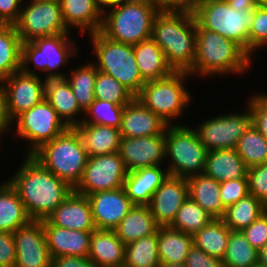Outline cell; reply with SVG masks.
Returning a JSON list of instances; mask_svg holds the SVG:
<instances>
[{
  "label": "cell",
  "mask_w": 267,
  "mask_h": 267,
  "mask_svg": "<svg viewBox=\"0 0 267 267\" xmlns=\"http://www.w3.org/2000/svg\"><path fill=\"white\" fill-rule=\"evenodd\" d=\"M8 182L17 191L31 220L47 219L74 190L66 181L45 169L31 155Z\"/></svg>",
  "instance_id": "1"
},
{
  "label": "cell",
  "mask_w": 267,
  "mask_h": 267,
  "mask_svg": "<svg viewBox=\"0 0 267 267\" xmlns=\"http://www.w3.org/2000/svg\"><path fill=\"white\" fill-rule=\"evenodd\" d=\"M151 38L174 71L188 72L196 58V20L193 12H159Z\"/></svg>",
  "instance_id": "2"
},
{
  "label": "cell",
  "mask_w": 267,
  "mask_h": 267,
  "mask_svg": "<svg viewBox=\"0 0 267 267\" xmlns=\"http://www.w3.org/2000/svg\"><path fill=\"white\" fill-rule=\"evenodd\" d=\"M251 58L232 40L204 29L196 22V58L188 71L190 75L195 72L203 76L244 73Z\"/></svg>",
  "instance_id": "3"
},
{
  "label": "cell",
  "mask_w": 267,
  "mask_h": 267,
  "mask_svg": "<svg viewBox=\"0 0 267 267\" xmlns=\"http://www.w3.org/2000/svg\"><path fill=\"white\" fill-rule=\"evenodd\" d=\"M103 12L100 32L111 40L135 45L151 38L159 11L147 0H121ZM105 15V16H104Z\"/></svg>",
  "instance_id": "4"
},
{
  "label": "cell",
  "mask_w": 267,
  "mask_h": 267,
  "mask_svg": "<svg viewBox=\"0 0 267 267\" xmlns=\"http://www.w3.org/2000/svg\"><path fill=\"white\" fill-rule=\"evenodd\" d=\"M31 156L72 188L81 181L88 159L81 138L73 127L43 144Z\"/></svg>",
  "instance_id": "5"
},
{
  "label": "cell",
  "mask_w": 267,
  "mask_h": 267,
  "mask_svg": "<svg viewBox=\"0 0 267 267\" xmlns=\"http://www.w3.org/2000/svg\"><path fill=\"white\" fill-rule=\"evenodd\" d=\"M193 15L202 28L232 40L249 55L253 11H236L226 0H201L195 3Z\"/></svg>",
  "instance_id": "6"
},
{
  "label": "cell",
  "mask_w": 267,
  "mask_h": 267,
  "mask_svg": "<svg viewBox=\"0 0 267 267\" xmlns=\"http://www.w3.org/2000/svg\"><path fill=\"white\" fill-rule=\"evenodd\" d=\"M90 36L98 59V71L114 77L136 97L146 81L139 72L133 45L111 40L100 31Z\"/></svg>",
  "instance_id": "7"
},
{
  "label": "cell",
  "mask_w": 267,
  "mask_h": 267,
  "mask_svg": "<svg viewBox=\"0 0 267 267\" xmlns=\"http://www.w3.org/2000/svg\"><path fill=\"white\" fill-rule=\"evenodd\" d=\"M165 134L166 156L172 160L167 168L169 175L187 179L202 174L207 150L197 131L187 126L168 125Z\"/></svg>",
  "instance_id": "8"
},
{
  "label": "cell",
  "mask_w": 267,
  "mask_h": 267,
  "mask_svg": "<svg viewBox=\"0 0 267 267\" xmlns=\"http://www.w3.org/2000/svg\"><path fill=\"white\" fill-rule=\"evenodd\" d=\"M188 75V72L174 71L168 77L146 81L136 98L170 125V119L181 115L190 101L183 84Z\"/></svg>",
  "instance_id": "9"
},
{
  "label": "cell",
  "mask_w": 267,
  "mask_h": 267,
  "mask_svg": "<svg viewBox=\"0 0 267 267\" xmlns=\"http://www.w3.org/2000/svg\"><path fill=\"white\" fill-rule=\"evenodd\" d=\"M72 42V40L69 41L67 34L39 37L29 42H22L20 69L28 74L37 75L27 67L29 62L33 61L35 68L38 67L39 70L46 72L51 71L45 80L66 78L67 74L54 73L53 70L58 69L63 63L66 65L68 58L75 54L76 49L70 44Z\"/></svg>",
  "instance_id": "10"
},
{
  "label": "cell",
  "mask_w": 267,
  "mask_h": 267,
  "mask_svg": "<svg viewBox=\"0 0 267 267\" xmlns=\"http://www.w3.org/2000/svg\"><path fill=\"white\" fill-rule=\"evenodd\" d=\"M30 3L25 9L21 8L19 18L14 24L22 42L56 34H69L60 3L38 0H31Z\"/></svg>",
  "instance_id": "11"
},
{
  "label": "cell",
  "mask_w": 267,
  "mask_h": 267,
  "mask_svg": "<svg viewBox=\"0 0 267 267\" xmlns=\"http://www.w3.org/2000/svg\"><path fill=\"white\" fill-rule=\"evenodd\" d=\"M15 120L19 137L30 141L31 144L25 155H32L43 144L50 142L68 128L45 98Z\"/></svg>",
  "instance_id": "12"
},
{
  "label": "cell",
  "mask_w": 267,
  "mask_h": 267,
  "mask_svg": "<svg viewBox=\"0 0 267 267\" xmlns=\"http://www.w3.org/2000/svg\"><path fill=\"white\" fill-rule=\"evenodd\" d=\"M128 170L118 152L89 156L76 193L89 195L99 191L123 188Z\"/></svg>",
  "instance_id": "13"
},
{
  "label": "cell",
  "mask_w": 267,
  "mask_h": 267,
  "mask_svg": "<svg viewBox=\"0 0 267 267\" xmlns=\"http://www.w3.org/2000/svg\"><path fill=\"white\" fill-rule=\"evenodd\" d=\"M217 116L202 123L196 129L207 152L219 149H235L244 132L252 125V111Z\"/></svg>",
  "instance_id": "14"
},
{
  "label": "cell",
  "mask_w": 267,
  "mask_h": 267,
  "mask_svg": "<svg viewBox=\"0 0 267 267\" xmlns=\"http://www.w3.org/2000/svg\"><path fill=\"white\" fill-rule=\"evenodd\" d=\"M40 79L39 76L28 74L21 69L4 78L7 108L13 121L45 98L46 83Z\"/></svg>",
  "instance_id": "15"
},
{
  "label": "cell",
  "mask_w": 267,
  "mask_h": 267,
  "mask_svg": "<svg viewBox=\"0 0 267 267\" xmlns=\"http://www.w3.org/2000/svg\"><path fill=\"white\" fill-rule=\"evenodd\" d=\"M16 262L14 267H50L51 257L47 247L42 221L31 220L13 232Z\"/></svg>",
  "instance_id": "16"
},
{
  "label": "cell",
  "mask_w": 267,
  "mask_h": 267,
  "mask_svg": "<svg viewBox=\"0 0 267 267\" xmlns=\"http://www.w3.org/2000/svg\"><path fill=\"white\" fill-rule=\"evenodd\" d=\"M166 134L137 138H121L118 154L128 172L145 167L159 166L166 157Z\"/></svg>",
  "instance_id": "17"
},
{
  "label": "cell",
  "mask_w": 267,
  "mask_h": 267,
  "mask_svg": "<svg viewBox=\"0 0 267 267\" xmlns=\"http://www.w3.org/2000/svg\"><path fill=\"white\" fill-rule=\"evenodd\" d=\"M96 229H115L133 207L124 188L87 195Z\"/></svg>",
  "instance_id": "18"
},
{
  "label": "cell",
  "mask_w": 267,
  "mask_h": 267,
  "mask_svg": "<svg viewBox=\"0 0 267 267\" xmlns=\"http://www.w3.org/2000/svg\"><path fill=\"white\" fill-rule=\"evenodd\" d=\"M187 197V179L169 175L157 188L148 205L157 224L160 227L170 226Z\"/></svg>",
  "instance_id": "19"
},
{
  "label": "cell",
  "mask_w": 267,
  "mask_h": 267,
  "mask_svg": "<svg viewBox=\"0 0 267 267\" xmlns=\"http://www.w3.org/2000/svg\"><path fill=\"white\" fill-rule=\"evenodd\" d=\"M51 258L60 256L87 257L93 231H78L53 225L42 220Z\"/></svg>",
  "instance_id": "20"
},
{
  "label": "cell",
  "mask_w": 267,
  "mask_h": 267,
  "mask_svg": "<svg viewBox=\"0 0 267 267\" xmlns=\"http://www.w3.org/2000/svg\"><path fill=\"white\" fill-rule=\"evenodd\" d=\"M168 124L136 97L124 106L119 128L121 137L137 138L162 134Z\"/></svg>",
  "instance_id": "21"
},
{
  "label": "cell",
  "mask_w": 267,
  "mask_h": 267,
  "mask_svg": "<svg viewBox=\"0 0 267 267\" xmlns=\"http://www.w3.org/2000/svg\"><path fill=\"white\" fill-rule=\"evenodd\" d=\"M53 225L78 230L95 231L91 204L87 196L74 190L47 218Z\"/></svg>",
  "instance_id": "22"
},
{
  "label": "cell",
  "mask_w": 267,
  "mask_h": 267,
  "mask_svg": "<svg viewBox=\"0 0 267 267\" xmlns=\"http://www.w3.org/2000/svg\"><path fill=\"white\" fill-rule=\"evenodd\" d=\"M165 172L160 166L139 168L128 172L123 188L132 204L148 206L157 188L169 176L168 171Z\"/></svg>",
  "instance_id": "23"
},
{
  "label": "cell",
  "mask_w": 267,
  "mask_h": 267,
  "mask_svg": "<svg viewBox=\"0 0 267 267\" xmlns=\"http://www.w3.org/2000/svg\"><path fill=\"white\" fill-rule=\"evenodd\" d=\"M125 247L114 230L96 229L92 232L88 257L97 267H123Z\"/></svg>",
  "instance_id": "24"
},
{
  "label": "cell",
  "mask_w": 267,
  "mask_h": 267,
  "mask_svg": "<svg viewBox=\"0 0 267 267\" xmlns=\"http://www.w3.org/2000/svg\"><path fill=\"white\" fill-rule=\"evenodd\" d=\"M73 128L79 134L88 157L118 152L122 138L118 128L91 123H80Z\"/></svg>",
  "instance_id": "25"
},
{
  "label": "cell",
  "mask_w": 267,
  "mask_h": 267,
  "mask_svg": "<svg viewBox=\"0 0 267 267\" xmlns=\"http://www.w3.org/2000/svg\"><path fill=\"white\" fill-rule=\"evenodd\" d=\"M45 83V99L55 109L58 117L67 127L79 125L81 122L76 120L75 116L84 111L66 78L47 79Z\"/></svg>",
  "instance_id": "26"
},
{
  "label": "cell",
  "mask_w": 267,
  "mask_h": 267,
  "mask_svg": "<svg viewBox=\"0 0 267 267\" xmlns=\"http://www.w3.org/2000/svg\"><path fill=\"white\" fill-rule=\"evenodd\" d=\"M61 11L66 26L80 28L81 31H100L105 12L96 0H61Z\"/></svg>",
  "instance_id": "27"
},
{
  "label": "cell",
  "mask_w": 267,
  "mask_h": 267,
  "mask_svg": "<svg viewBox=\"0 0 267 267\" xmlns=\"http://www.w3.org/2000/svg\"><path fill=\"white\" fill-rule=\"evenodd\" d=\"M247 167L235 149L207 152L204 174L218 182L247 178Z\"/></svg>",
  "instance_id": "28"
},
{
  "label": "cell",
  "mask_w": 267,
  "mask_h": 267,
  "mask_svg": "<svg viewBox=\"0 0 267 267\" xmlns=\"http://www.w3.org/2000/svg\"><path fill=\"white\" fill-rule=\"evenodd\" d=\"M133 49L139 72L145 81L162 79L174 72L162 49L152 38L133 45Z\"/></svg>",
  "instance_id": "29"
},
{
  "label": "cell",
  "mask_w": 267,
  "mask_h": 267,
  "mask_svg": "<svg viewBox=\"0 0 267 267\" xmlns=\"http://www.w3.org/2000/svg\"><path fill=\"white\" fill-rule=\"evenodd\" d=\"M188 196L214 219L224 216L225 207L220 198V182L204 173L187 178Z\"/></svg>",
  "instance_id": "30"
},
{
  "label": "cell",
  "mask_w": 267,
  "mask_h": 267,
  "mask_svg": "<svg viewBox=\"0 0 267 267\" xmlns=\"http://www.w3.org/2000/svg\"><path fill=\"white\" fill-rule=\"evenodd\" d=\"M159 227L148 206L133 205L113 230L126 245L142 237L156 234Z\"/></svg>",
  "instance_id": "31"
},
{
  "label": "cell",
  "mask_w": 267,
  "mask_h": 267,
  "mask_svg": "<svg viewBox=\"0 0 267 267\" xmlns=\"http://www.w3.org/2000/svg\"><path fill=\"white\" fill-rule=\"evenodd\" d=\"M6 182L0 185V232L13 233L27 225L31 219L17 191Z\"/></svg>",
  "instance_id": "32"
},
{
  "label": "cell",
  "mask_w": 267,
  "mask_h": 267,
  "mask_svg": "<svg viewBox=\"0 0 267 267\" xmlns=\"http://www.w3.org/2000/svg\"><path fill=\"white\" fill-rule=\"evenodd\" d=\"M158 257L160 263H184L190 248L193 246V236L168 227L157 230Z\"/></svg>",
  "instance_id": "33"
},
{
  "label": "cell",
  "mask_w": 267,
  "mask_h": 267,
  "mask_svg": "<svg viewBox=\"0 0 267 267\" xmlns=\"http://www.w3.org/2000/svg\"><path fill=\"white\" fill-rule=\"evenodd\" d=\"M230 230L221 219H213L193 235V245L207 255L223 259L229 242Z\"/></svg>",
  "instance_id": "34"
},
{
  "label": "cell",
  "mask_w": 267,
  "mask_h": 267,
  "mask_svg": "<svg viewBox=\"0 0 267 267\" xmlns=\"http://www.w3.org/2000/svg\"><path fill=\"white\" fill-rule=\"evenodd\" d=\"M266 211L267 207L261 201L248 194L236 204L226 207L221 220L230 230L242 231Z\"/></svg>",
  "instance_id": "35"
},
{
  "label": "cell",
  "mask_w": 267,
  "mask_h": 267,
  "mask_svg": "<svg viewBox=\"0 0 267 267\" xmlns=\"http://www.w3.org/2000/svg\"><path fill=\"white\" fill-rule=\"evenodd\" d=\"M20 39L14 25L0 24V75L6 78L21 68Z\"/></svg>",
  "instance_id": "36"
},
{
  "label": "cell",
  "mask_w": 267,
  "mask_h": 267,
  "mask_svg": "<svg viewBox=\"0 0 267 267\" xmlns=\"http://www.w3.org/2000/svg\"><path fill=\"white\" fill-rule=\"evenodd\" d=\"M157 233L126 244L123 267H159Z\"/></svg>",
  "instance_id": "37"
},
{
  "label": "cell",
  "mask_w": 267,
  "mask_h": 267,
  "mask_svg": "<svg viewBox=\"0 0 267 267\" xmlns=\"http://www.w3.org/2000/svg\"><path fill=\"white\" fill-rule=\"evenodd\" d=\"M247 168L267 162V138L252 124L235 148Z\"/></svg>",
  "instance_id": "38"
},
{
  "label": "cell",
  "mask_w": 267,
  "mask_h": 267,
  "mask_svg": "<svg viewBox=\"0 0 267 267\" xmlns=\"http://www.w3.org/2000/svg\"><path fill=\"white\" fill-rule=\"evenodd\" d=\"M213 219L208 212L188 196L169 227L193 236Z\"/></svg>",
  "instance_id": "39"
},
{
  "label": "cell",
  "mask_w": 267,
  "mask_h": 267,
  "mask_svg": "<svg viewBox=\"0 0 267 267\" xmlns=\"http://www.w3.org/2000/svg\"><path fill=\"white\" fill-rule=\"evenodd\" d=\"M222 261L224 267H254L258 265V250L249 244L242 231H231Z\"/></svg>",
  "instance_id": "40"
},
{
  "label": "cell",
  "mask_w": 267,
  "mask_h": 267,
  "mask_svg": "<svg viewBox=\"0 0 267 267\" xmlns=\"http://www.w3.org/2000/svg\"><path fill=\"white\" fill-rule=\"evenodd\" d=\"M71 72V78L66 80L70 83L80 108L85 112L95 100L94 86L98 69L92 64H87Z\"/></svg>",
  "instance_id": "41"
},
{
  "label": "cell",
  "mask_w": 267,
  "mask_h": 267,
  "mask_svg": "<svg viewBox=\"0 0 267 267\" xmlns=\"http://www.w3.org/2000/svg\"><path fill=\"white\" fill-rule=\"evenodd\" d=\"M94 97L118 105L129 104L135 96L114 77L98 71L94 86Z\"/></svg>",
  "instance_id": "42"
},
{
  "label": "cell",
  "mask_w": 267,
  "mask_h": 267,
  "mask_svg": "<svg viewBox=\"0 0 267 267\" xmlns=\"http://www.w3.org/2000/svg\"><path fill=\"white\" fill-rule=\"evenodd\" d=\"M124 105H118L109 101L95 99L84 112L91 114V119L83 118L81 123H91L120 128Z\"/></svg>",
  "instance_id": "43"
},
{
  "label": "cell",
  "mask_w": 267,
  "mask_h": 267,
  "mask_svg": "<svg viewBox=\"0 0 267 267\" xmlns=\"http://www.w3.org/2000/svg\"><path fill=\"white\" fill-rule=\"evenodd\" d=\"M267 44V7L258 6L253 11V22L249 30V56L256 48Z\"/></svg>",
  "instance_id": "44"
},
{
  "label": "cell",
  "mask_w": 267,
  "mask_h": 267,
  "mask_svg": "<svg viewBox=\"0 0 267 267\" xmlns=\"http://www.w3.org/2000/svg\"><path fill=\"white\" fill-rule=\"evenodd\" d=\"M248 190L267 207V162L247 169Z\"/></svg>",
  "instance_id": "45"
},
{
  "label": "cell",
  "mask_w": 267,
  "mask_h": 267,
  "mask_svg": "<svg viewBox=\"0 0 267 267\" xmlns=\"http://www.w3.org/2000/svg\"><path fill=\"white\" fill-rule=\"evenodd\" d=\"M248 194L249 190L247 178L227 180L220 183V198L225 208L236 204L240 199H243Z\"/></svg>",
  "instance_id": "46"
},
{
  "label": "cell",
  "mask_w": 267,
  "mask_h": 267,
  "mask_svg": "<svg viewBox=\"0 0 267 267\" xmlns=\"http://www.w3.org/2000/svg\"><path fill=\"white\" fill-rule=\"evenodd\" d=\"M249 244L260 250L267 243V211L242 230Z\"/></svg>",
  "instance_id": "47"
},
{
  "label": "cell",
  "mask_w": 267,
  "mask_h": 267,
  "mask_svg": "<svg viewBox=\"0 0 267 267\" xmlns=\"http://www.w3.org/2000/svg\"><path fill=\"white\" fill-rule=\"evenodd\" d=\"M252 111V124L267 138V95H256L249 104Z\"/></svg>",
  "instance_id": "48"
},
{
  "label": "cell",
  "mask_w": 267,
  "mask_h": 267,
  "mask_svg": "<svg viewBox=\"0 0 267 267\" xmlns=\"http://www.w3.org/2000/svg\"><path fill=\"white\" fill-rule=\"evenodd\" d=\"M184 265L185 267H224L221 259L207 255L194 245L190 248Z\"/></svg>",
  "instance_id": "49"
},
{
  "label": "cell",
  "mask_w": 267,
  "mask_h": 267,
  "mask_svg": "<svg viewBox=\"0 0 267 267\" xmlns=\"http://www.w3.org/2000/svg\"><path fill=\"white\" fill-rule=\"evenodd\" d=\"M15 262L16 252L13 233L0 232V266L14 267Z\"/></svg>",
  "instance_id": "50"
},
{
  "label": "cell",
  "mask_w": 267,
  "mask_h": 267,
  "mask_svg": "<svg viewBox=\"0 0 267 267\" xmlns=\"http://www.w3.org/2000/svg\"><path fill=\"white\" fill-rule=\"evenodd\" d=\"M159 12H193V0H147Z\"/></svg>",
  "instance_id": "51"
},
{
  "label": "cell",
  "mask_w": 267,
  "mask_h": 267,
  "mask_svg": "<svg viewBox=\"0 0 267 267\" xmlns=\"http://www.w3.org/2000/svg\"><path fill=\"white\" fill-rule=\"evenodd\" d=\"M20 2L21 0H0V24L14 25L16 23L21 12Z\"/></svg>",
  "instance_id": "52"
},
{
  "label": "cell",
  "mask_w": 267,
  "mask_h": 267,
  "mask_svg": "<svg viewBox=\"0 0 267 267\" xmlns=\"http://www.w3.org/2000/svg\"><path fill=\"white\" fill-rule=\"evenodd\" d=\"M50 267H97L96 264L87 257L60 256L51 258Z\"/></svg>",
  "instance_id": "53"
},
{
  "label": "cell",
  "mask_w": 267,
  "mask_h": 267,
  "mask_svg": "<svg viewBox=\"0 0 267 267\" xmlns=\"http://www.w3.org/2000/svg\"><path fill=\"white\" fill-rule=\"evenodd\" d=\"M12 121L7 108L6 91L2 84L0 85V135L2 132L4 134L9 126H11Z\"/></svg>",
  "instance_id": "54"
},
{
  "label": "cell",
  "mask_w": 267,
  "mask_h": 267,
  "mask_svg": "<svg viewBox=\"0 0 267 267\" xmlns=\"http://www.w3.org/2000/svg\"><path fill=\"white\" fill-rule=\"evenodd\" d=\"M236 11H254L259 5L257 0H226Z\"/></svg>",
  "instance_id": "55"
},
{
  "label": "cell",
  "mask_w": 267,
  "mask_h": 267,
  "mask_svg": "<svg viewBox=\"0 0 267 267\" xmlns=\"http://www.w3.org/2000/svg\"><path fill=\"white\" fill-rule=\"evenodd\" d=\"M258 265L267 267V243L258 250Z\"/></svg>",
  "instance_id": "56"
},
{
  "label": "cell",
  "mask_w": 267,
  "mask_h": 267,
  "mask_svg": "<svg viewBox=\"0 0 267 267\" xmlns=\"http://www.w3.org/2000/svg\"><path fill=\"white\" fill-rule=\"evenodd\" d=\"M119 1L121 0H96L97 4L101 7L103 6L104 8L105 7H110L112 5H115L117 4Z\"/></svg>",
  "instance_id": "57"
},
{
  "label": "cell",
  "mask_w": 267,
  "mask_h": 267,
  "mask_svg": "<svg viewBox=\"0 0 267 267\" xmlns=\"http://www.w3.org/2000/svg\"><path fill=\"white\" fill-rule=\"evenodd\" d=\"M159 267H185L184 263H179V264H175V263H161L159 265Z\"/></svg>",
  "instance_id": "58"
},
{
  "label": "cell",
  "mask_w": 267,
  "mask_h": 267,
  "mask_svg": "<svg viewBox=\"0 0 267 267\" xmlns=\"http://www.w3.org/2000/svg\"><path fill=\"white\" fill-rule=\"evenodd\" d=\"M258 5L267 7V0H257Z\"/></svg>",
  "instance_id": "59"
},
{
  "label": "cell",
  "mask_w": 267,
  "mask_h": 267,
  "mask_svg": "<svg viewBox=\"0 0 267 267\" xmlns=\"http://www.w3.org/2000/svg\"><path fill=\"white\" fill-rule=\"evenodd\" d=\"M38 1H44V2H57L60 3L61 0H38Z\"/></svg>",
  "instance_id": "60"
},
{
  "label": "cell",
  "mask_w": 267,
  "mask_h": 267,
  "mask_svg": "<svg viewBox=\"0 0 267 267\" xmlns=\"http://www.w3.org/2000/svg\"><path fill=\"white\" fill-rule=\"evenodd\" d=\"M3 81H4V78L0 75V83L2 84ZM1 84H0V85H1Z\"/></svg>",
  "instance_id": "61"
},
{
  "label": "cell",
  "mask_w": 267,
  "mask_h": 267,
  "mask_svg": "<svg viewBox=\"0 0 267 267\" xmlns=\"http://www.w3.org/2000/svg\"><path fill=\"white\" fill-rule=\"evenodd\" d=\"M198 1H201V0H193L194 3H197Z\"/></svg>",
  "instance_id": "62"
}]
</instances>
